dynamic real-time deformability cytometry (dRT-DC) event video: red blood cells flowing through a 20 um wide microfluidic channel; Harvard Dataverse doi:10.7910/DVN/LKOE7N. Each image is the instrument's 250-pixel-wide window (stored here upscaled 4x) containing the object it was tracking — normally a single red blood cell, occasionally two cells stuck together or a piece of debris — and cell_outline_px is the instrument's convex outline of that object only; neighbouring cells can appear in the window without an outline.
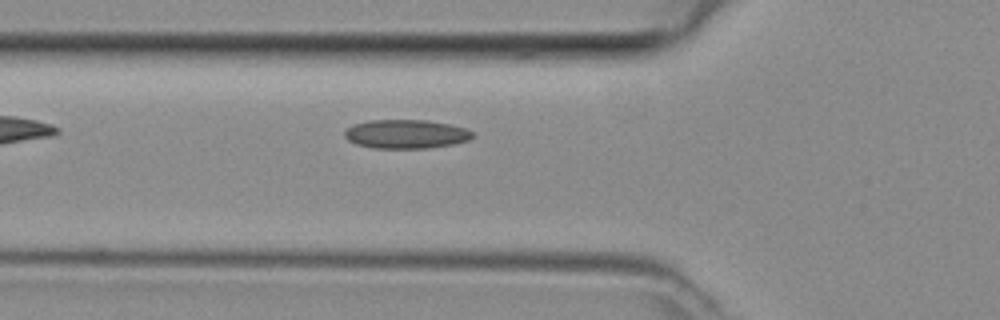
{"species": "common noctule bat (a hibernating species)", "species_latin": "Nyctalus noctula", "temperature_condition": "room temperature", "stored_images_in_passage": 4, "camera_frame_rate_fps": 3000, "um_per_image_px": 0.085, "animal": {"sex": "female", "body_mass_g": 29.2, "forearm_length_mm": 56.3}, "frame": {"image": 1, "passage_image": 4, "time_ms": 1.0, "image_size_px": [1000, 320], "cell_outline_px": [[476, 136], [468, 140], [452, 144], [428, 148], [372, 148], [356, 144], [348, 140], [344, 136], [344, 132], [352, 124], [368, 120], [424, 120], [448, 124], [468, 128], [476, 132]], "centroid_in_image_um": [34.53, 11.39], "position_along_channel_um": 91.3, "area_um2": 21.73}}